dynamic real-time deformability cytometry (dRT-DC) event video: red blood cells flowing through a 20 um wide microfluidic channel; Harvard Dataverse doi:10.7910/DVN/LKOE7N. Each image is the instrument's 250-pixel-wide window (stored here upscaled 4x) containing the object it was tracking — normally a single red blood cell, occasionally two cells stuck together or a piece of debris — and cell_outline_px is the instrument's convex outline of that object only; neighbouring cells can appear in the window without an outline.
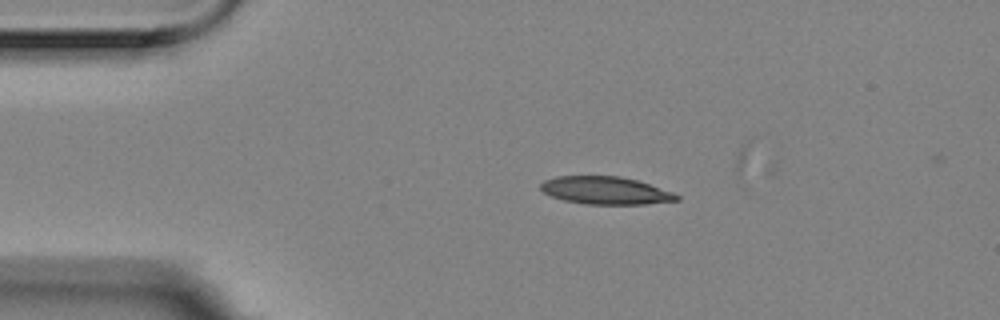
{"species": "Egyptian fruit bat (a non-hibernating species)", "species_latin": "Rousettus aegyptiacus", "temperature_condition": "room temperature", "stored_images_in_passage": 5, "camera_frame_rate_fps": 3000, "um_per_image_px": 0.085, "animal": {"sex": "female"}, "frame": {"image": 1, "passage_image": 1, "time_ms": 0.0, "image_size_px": [1000, 320], "cell_outline_px": [[680, 200], [644, 204], [584, 204], [564, 200], [552, 196], [544, 192], [540, 188], [540, 184], [544, 180], [556, 176], [620, 176], [636, 180], [672, 192], [680, 196]], "centroid_in_image_um": [51.45, 16.19], "position_along_channel_um": 33.6, "area_um2": 21.79}}